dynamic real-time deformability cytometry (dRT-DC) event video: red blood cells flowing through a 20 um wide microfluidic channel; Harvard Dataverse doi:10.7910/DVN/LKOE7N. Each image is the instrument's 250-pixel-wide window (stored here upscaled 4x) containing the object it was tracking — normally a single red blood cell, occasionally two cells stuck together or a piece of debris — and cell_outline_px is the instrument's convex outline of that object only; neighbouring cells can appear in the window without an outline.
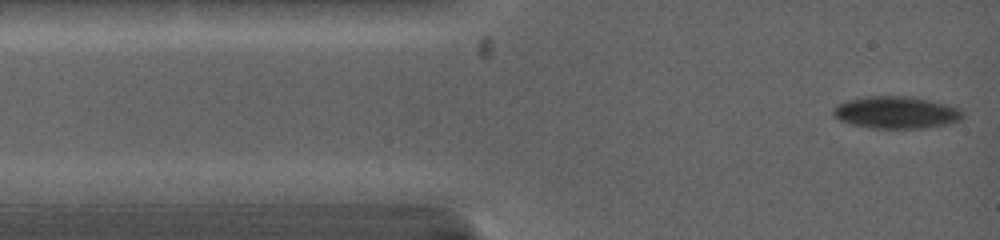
{"species": "common noctule bat (a hibernating species)", "species_latin": "Nyctalus noctula", "temperature_condition": "warm", "stored_images_in_passage": 30, "camera_frame_rate_fps": 5000, "um_per_image_px": 0.085, "animal": {"sex": "female", "body_mass_g": 19.0, "forearm_length_mm": 53.3}, "frame": {"image": 1, "passage_image": 1, "time_ms": 0.0, "image_size_px": [1000, 240], "cell_outline_px": [[964, 116], [960, 120], [948, 124], [924, 128], [868, 128], [852, 124], [840, 120], [832, 116], [832, 108], [836, 104], [848, 100], [868, 96], [908, 96], [932, 100], [960, 108]], "centroid_in_image_um": [76.16, 9.56], "position_along_channel_um": 8.8, "area_um2": 24.51}}
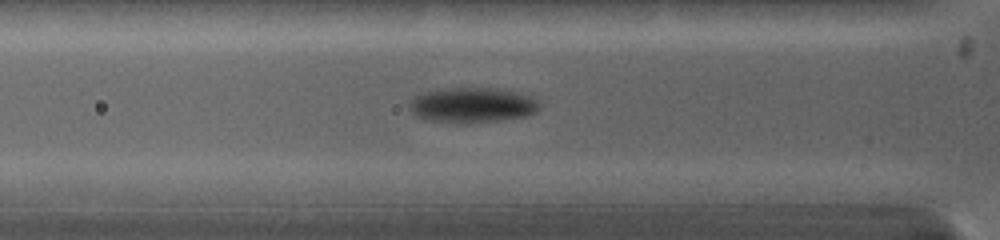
{"frame": {"image": 2, "passage_image": 13, "time_ms": 3.0, "image_size_px": [1000, 240], "cell_outline_px": [[540, 108], [536, 112], [528, 116], [468, 124], [464, 124], [424, 120], [416, 116], [408, 108], [408, 104], [420, 92], [444, 88], [496, 88], [516, 92], [532, 96], [540, 100]], "centroid_in_image_um": [40.14, 8.94], "position_along_channel_um": 85.7, "area_um2": 27.22}}
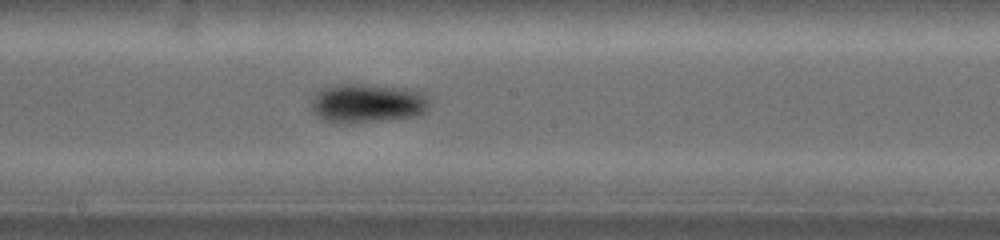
{"frame": {"image": 3, "passage_image": 26, "time_ms": 6.2, "image_size_px": [1000, 240], "cell_outline_px": [[432, 104], [424, 112], [416, 116], [352, 124], [328, 120], [320, 116], [312, 108], [312, 96], [324, 88], [336, 84], [360, 84], [404, 88], [424, 92], [428, 96]], "centroid_in_image_um": [31.31, 8.77], "position_along_channel_um": 216.9, "area_um2": 26.82}}